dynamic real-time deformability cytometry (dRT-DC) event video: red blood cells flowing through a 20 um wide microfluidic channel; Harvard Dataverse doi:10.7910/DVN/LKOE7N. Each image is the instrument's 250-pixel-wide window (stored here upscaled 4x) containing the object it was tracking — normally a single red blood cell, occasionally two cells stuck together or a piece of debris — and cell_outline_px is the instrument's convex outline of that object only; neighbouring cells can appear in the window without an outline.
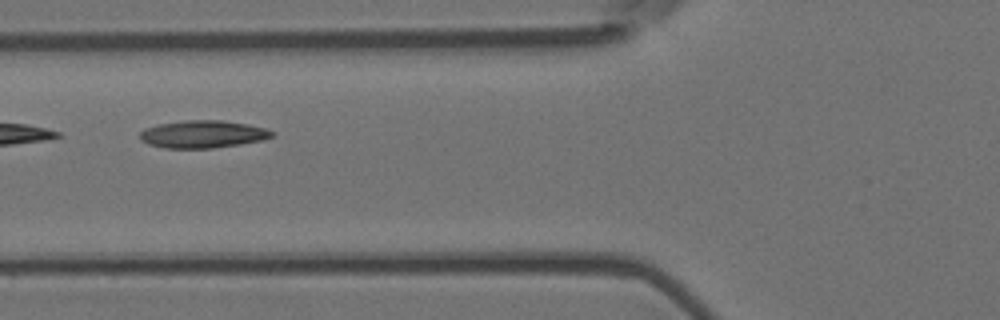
{"species": "Egyptian fruit bat (a non-hibernating species)", "species_latin": "Rousettus aegyptiacus", "temperature_condition": "room temperature", "stored_images_in_passage": 3, "camera_frame_rate_fps": 3000, "um_per_image_px": 0.085, "animal": {"sex": "female"}, "frame": {"image": 1, "passage_image": 2, "time_ms": 0.333, "image_size_px": [1000, 320], "cell_outline_px": [[276, 132], [272, 136], [260, 140], [240, 144], [212, 148], [164, 148], [148, 144], [140, 140], [140, 132], [144, 128], [160, 124], [184, 120], [220, 120], [248, 124], [264, 128]], "centroid_in_image_um": [17.21, 11.4], "position_along_channel_um": 108.6, "area_um2": 21.1}}
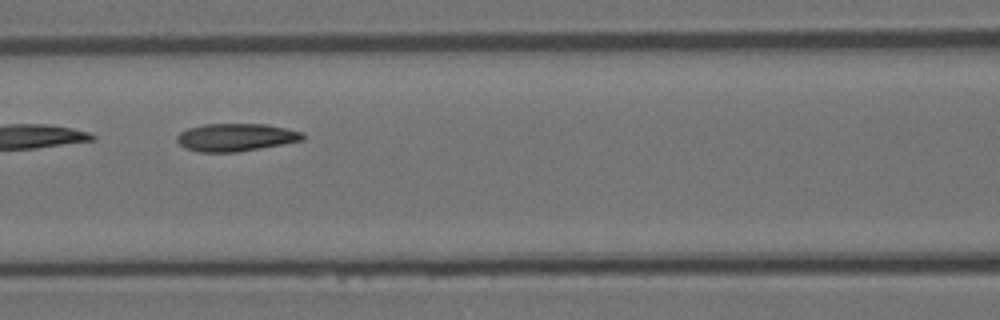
{"frame": {"image": 2, "passage_image": 3, "time_ms": 0.667, "image_size_px": [1000, 320], "cell_outline_px": [[304, 140], [236, 152], [200, 152], [184, 148], [176, 140], [176, 136], [180, 132], [188, 128], [204, 124], [264, 124], [304, 132]], "centroid_in_image_um": [20.01, 11.67], "position_along_channel_um": 146.6, "area_um2": 20.23}}